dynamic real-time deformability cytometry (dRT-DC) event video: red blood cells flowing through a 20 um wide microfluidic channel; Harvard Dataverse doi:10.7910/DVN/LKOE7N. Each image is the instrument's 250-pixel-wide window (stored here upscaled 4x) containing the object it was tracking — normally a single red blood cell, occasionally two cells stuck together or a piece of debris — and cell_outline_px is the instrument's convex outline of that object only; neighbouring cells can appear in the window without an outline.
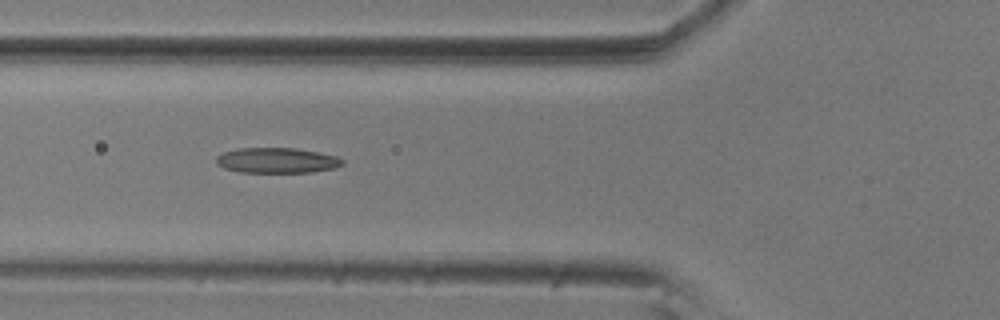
{"species": "common noctule bat (a hibernating species)", "species_latin": "Nyctalus noctula", "temperature_condition": "room temperature", "stored_images_in_passage": 8, "camera_frame_rate_fps": 3000, "um_per_image_px": 0.085, "animal": {"sex": "male", "body_mass_g": 20.5, "forearm_length_mm": 52.5}, "frame": {"image": 1, "passage_image": 7, "time_ms": 2.0, "image_size_px": [1000, 320], "cell_outline_px": [[344, 164], [332, 168], [312, 172], [240, 172], [224, 168], [216, 164], [216, 156], [224, 152], [236, 148], [296, 148], [320, 152], [336, 156], [344, 160]], "centroid_in_image_um": [23.52, 13.63], "position_along_channel_um": 102.3, "area_um2": 18.67}}
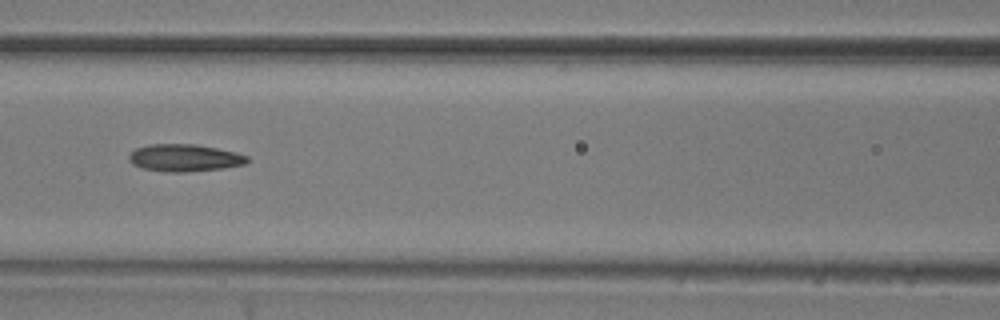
{"frame": {"image": 2, "passage_image": 8, "time_ms": 2.333, "image_size_px": [1000, 320], "cell_outline_px": [[248, 160], [244, 164], [224, 168], [184, 172], [168, 172], [144, 168], [132, 164], [128, 160], [128, 156], [136, 148], [148, 144], [196, 144], [236, 152], [248, 156]], "centroid_in_image_um": [15.67, 13.41], "position_along_channel_um": 150.9, "area_um2": 18.73}}